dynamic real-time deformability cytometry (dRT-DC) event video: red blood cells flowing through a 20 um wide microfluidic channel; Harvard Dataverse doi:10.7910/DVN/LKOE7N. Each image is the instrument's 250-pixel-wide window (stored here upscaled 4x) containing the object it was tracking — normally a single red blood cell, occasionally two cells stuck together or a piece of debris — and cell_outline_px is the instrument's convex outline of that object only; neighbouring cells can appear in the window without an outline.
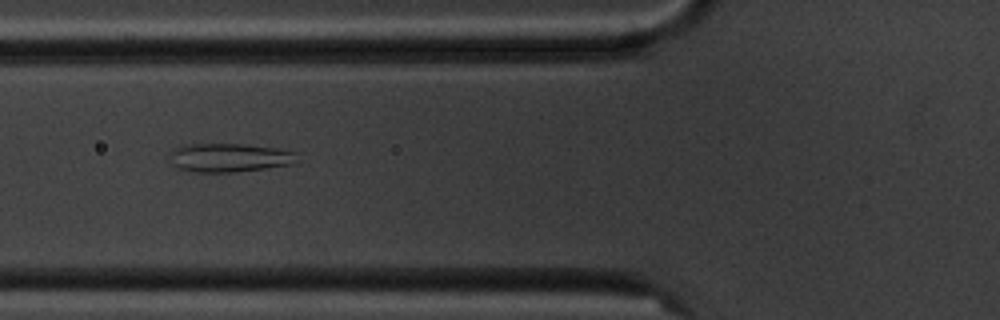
{"species": "common noctule bat (a hibernating species)", "species_latin": "Nyctalus noctula", "temperature_condition": "cold", "stored_images_in_passage": 5, "camera_frame_rate_fps": 3000, "um_per_image_px": 0.085, "animal": {"sex": "male", "body_mass_g": 20.1, "forearm_length_mm": 53.5}, "frame": {"image": 1, "passage_image": 2, "time_ms": 1.333, "image_size_px": [1000, 320], "cell_outline_px": [[300, 152], [292, 164], [236, 172], [192, 172], [180, 168], [172, 164], [172, 152], [180, 144], [244, 144], [276, 148]], "centroid_in_image_um": [19.52, 13.39], "position_along_channel_um": 106.3, "area_um2": 21.21}}